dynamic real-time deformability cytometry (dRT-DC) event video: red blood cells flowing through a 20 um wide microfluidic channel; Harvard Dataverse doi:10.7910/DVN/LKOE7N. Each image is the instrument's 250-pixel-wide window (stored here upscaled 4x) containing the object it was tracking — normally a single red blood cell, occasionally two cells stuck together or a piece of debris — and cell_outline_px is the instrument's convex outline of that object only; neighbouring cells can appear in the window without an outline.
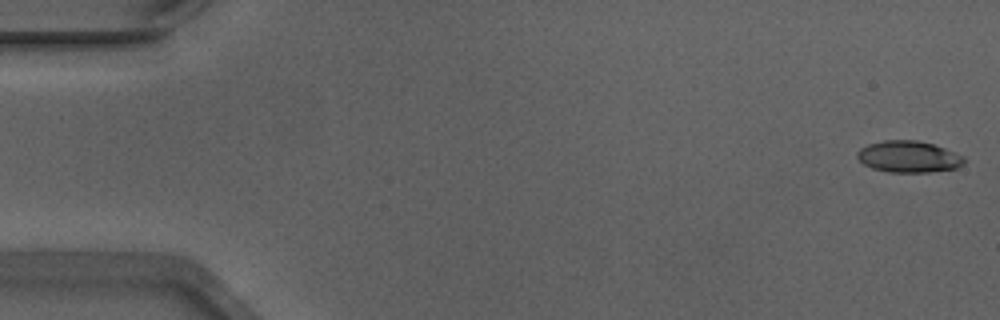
{"species": "Egyptian fruit bat (a non-hibernating species)", "species_latin": "Rousettus aegyptiacus", "temperature_condition": "warm", "stored_images_in_passage": 53, "camera_frame_rate_fps": 3000, "um_per_image_px": 0.085, "animal": {"sex": "male"}, "frame": {"image": 1, "passage_image": 1, "time_ms": 0.0, "image_size_px": [1000, 320], "cell_outline_px": [[964, 164], [956, 168], [928, 172], [888, 172], [872, 168], [864, 164], [856, 156], [856, 152], [860, 148], [868, 144], [884, 140], [916, 140], [932, 144], [944, 148], [964, 156]], "centroid_in_image_um": [77.21, 13.32], "position_along_channel_um": 7.8, "area_um2": 19.59}}
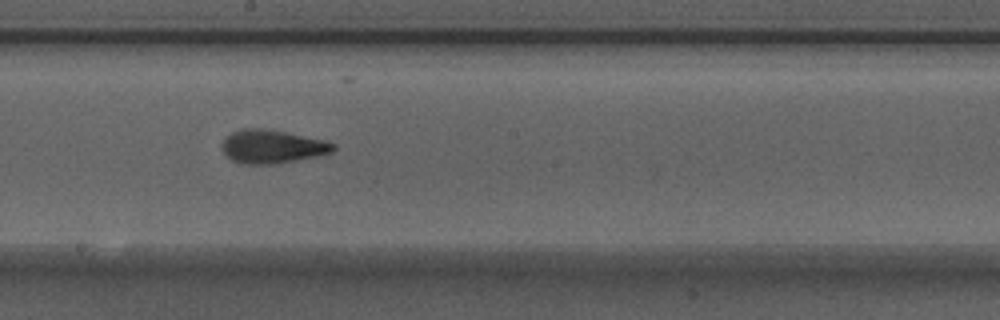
{"frame": {"image": 2, "passage_image": 29, "time_ms": 9.333, "image_size_px": [1000, 320], "cell_outline_px": [[336, 148], [332, 152], [316, 156], [276, 164], [244, 164], [232, 160], [224, 152], [220, 144], [232, 132], [240, 128], [260, 128], [284, 132], [324, 140], [336, 144]], "centroid_in_image_um": [23.12, 12.46], "position_along_channel_um": 225.1, "area_um2": 21.5}}
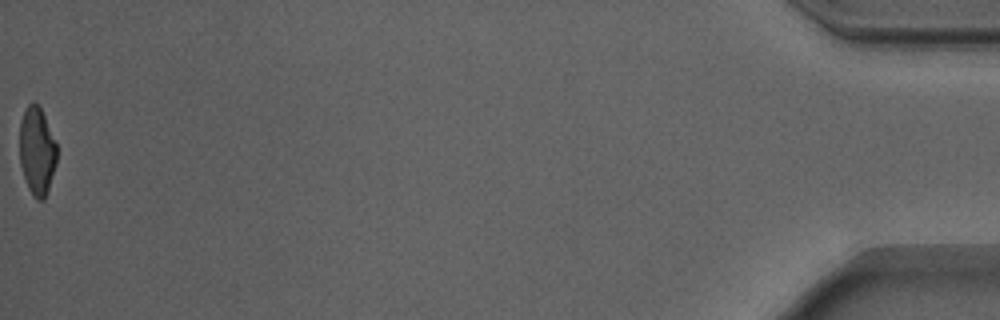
{"frame": {"image": 3, "passage_image": 53, "time_ms": 17.333, "image_size_px": [1000, 320], "cell_outline_px": [[56, 164], [44, 200], [36, 200], [32, 196], [28, 188], [20, 164], [20, 120], [28, 104], [36, 104], [40, 108], [44, 116], [56, 144]], "centroid_in_image_um": [3.13, 12.88], "position_along_channel_um": 432.1, "area_um2": 18.73}, "authors_computed_cell_mechanics": {"area_um2": 20.4612, "velocity_mm_per_s": 3.8975, "shape_relaxation_time_tau1_ms": 5.3766, "shape_relaxation_time_tau2_ms": 1.8486, "deformation_change_tau1": 0.1894, "deformation_change_tau2": 0.103}}